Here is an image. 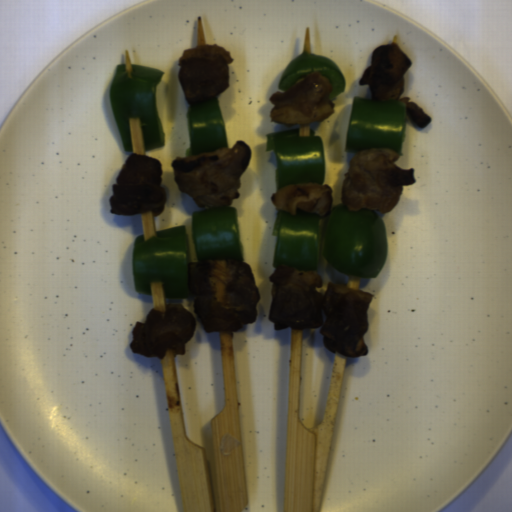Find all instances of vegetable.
<instances>
[{"label": "vegetable", "instance_id": "9", "mask_svg": "<svg viewBox=\"0 0 512 512\" xmlns=\"http://www.w3.org/2000/svg\"><path fill=\"white\" fill-rule=\"evenodd\" d=\"M313 72H319L329 80L332 86L329 100L344 92L346 83L338 66L325 56L313 52H305L288 64L279 80L278 88L282 91L289 90L299 79Z\"/></svg>", "mask_w": 512, "mask_h": 512}, {"label": "vegetable", "instance_id": "3", "mask_svg": "<svg viewBox=\"0 0 512 512\" xmlns=\"http://www.w3.org/2000/svg\"><path fill=\"white\" fill-rule=\"evenodd\" d=\"M131 269L136 292L166 299H187L188 248L184 226L133 242Z\"/></svg>", "mask_w": 512, "mask_h": 512}, {"label": "vegetable", "instance_id": "1", "mask_svg": "<svg viewBox=\"0 0 512 512\" xmlns=\"http://www.w3.org/2000/svg\"><path fill=\"white\" fill-rule=\"evenodd\" d=\"M164 71L118 64L109 91L112 116L127 152H146L165 144L158 106Z\"/></svg>", "mask_w": 512, "mask_h": 512}, {"label": "vegetable", "instance_id": "8", "mask_svg": "<svg viewBox=\"0 0 512 512\" xmlns=\"http://www.w3.org/2000/svg\"><path fill=\"white\" fill-rule=\"evenodd\" d=\"M189 147L185 157L229 149L225 122L216 98L196 100L187 111Z\"/></svg>", "mask_w": 512, "mask_h": 512}, {"label": "vegetable", "instance_id": "2", "mask_svg": "<svg viewBox=\"0 0 512 512\" xmlns=\"http://www.w3.org/2000/svg\"><path fill=\"white\" fill-rule=\"evenodd\" d=\"M386 225L373 209L349 210L347 204L330 213L322 255L337 270L355 277L372 278L388 259Z\"/></svg>", "mask_w": 512, "mask_h": 512}, {"label": "vegetable", "instance_id": "6", "mask_svg": "<svg viewBox=\"0 0 512 512\" xmlns=\"http://www.w3.org/2000/svg\"><path fill=\"white\" fill-rule=\"evenodd\" d=\"M274 267L285 265L299 271H315L319 257V216L298 210L295 215L279 211L273 226Z\"/></svg>", "mask_w": 512, "mask_h": 512}, {"label": "vegetable", "instance_id": "7", "mask_svg": "<svg viewBox=\"0 0 512 512\" xmlns=\"http://www.w3.org/2000/svg\"><path fill=\"white\" fill-rule=\"evenodd\" d=\"M191 227L198 262L212 259L244 262L234 207L194 211Z\"/></svg>", "mask_w": 512, "mask_h": 512}, {"label": "vegetable", "instance_id": "4", "mask_svg": "<svg viewBox=\"0 0 512 512\" xmlns=\"http://www.w3.org/2000/svg\"><path fill=\"white\" fill-rule=\"evenodd\" d=\"M406 103L397 99L355 96L349 118L345 151L391 148L402 155L406 134Z\"/></svg>", "mask_w": 512, "mask_h": 512}, {"label": "vegetable", "instance_id": "5", "mask_svg": "<svg viewBox=\"0 0 512 512\" xmlns=\"http://www.w3.org/2000/svg\"><path fill=\"white\" fill-rule=\"evenodd\" d=\"M266 151H274L277 191L298 183L324 184L323 143L312 129L268 133Z\"/></svg>", "mask_w": 512, "mask_h": 512}]
</instances>
